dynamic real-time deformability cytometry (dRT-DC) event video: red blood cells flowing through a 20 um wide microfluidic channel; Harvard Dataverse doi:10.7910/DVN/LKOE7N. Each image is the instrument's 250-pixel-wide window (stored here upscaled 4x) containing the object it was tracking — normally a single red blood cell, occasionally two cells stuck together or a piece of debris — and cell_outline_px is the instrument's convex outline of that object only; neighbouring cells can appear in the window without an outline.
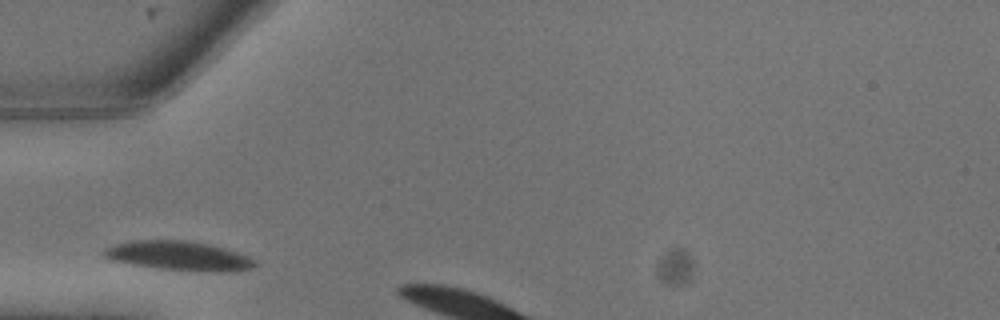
{"species": "common noctule bat (a hibernating species)", "species_latin": "Nyctalus noctula", "temperature_condition": "warm", "stored_images_in_passage": 2, "camera_frame_rate_fps": 3000, "um_per_image_px": 0.085, "animal": {"sex": "male", "body_mass_g": 13.3}, "frame": {"image": 1, "passage_image": 1, "time_ms": 0.0, "image_size_px": [1000, 320], "cell_outline_px": [[256, 264], [252, 268], [236, 272], [212, 272], [156, 268], [108, 260], [100, 252], [104, 248], [112, 244], [132, 240], [184, 240], [208, 244], [224, 248], [248, 256], [256, 260]], "centroid_in_image_um": [15.16, 21.75], "position_along_channel_um": 69.8, "area_um2": 26.07}}